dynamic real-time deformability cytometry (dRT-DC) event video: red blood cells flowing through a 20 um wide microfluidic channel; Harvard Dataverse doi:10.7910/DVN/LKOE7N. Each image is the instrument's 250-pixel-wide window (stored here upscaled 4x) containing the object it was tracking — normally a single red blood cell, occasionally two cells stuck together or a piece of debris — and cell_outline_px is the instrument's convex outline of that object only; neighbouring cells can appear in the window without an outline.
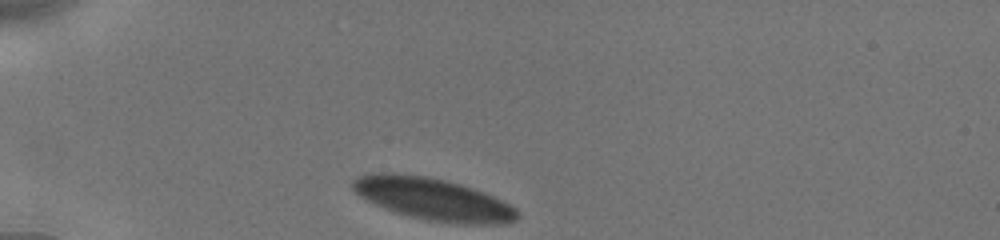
{"species": "human", "species_latin": "Homo sapiens", "temperature_condition": "cold", "stored_images_in_passage": 36, "camera_frame_rate_fps": 3000, "um_per_image_px": 0.085, "donor": {"sex": "male"}, "frame": {"image": 1, "passage_image": 1, "time_ms": 0.0, "image_size_px": [1000, 240], "cell_outline_px": [[520, 216], [516, 220], [508, 224], [460, 224], [428, 220], [408, 216], [384, 208], [360, 196], [352, 188], [352, 180], [360, 176], [372, 172], [392, 172], [428, 176], [460, 184], [484, 192], [516, 208], [520, 212]], "centroid_in_image_um": [36.83, 16.92], "position_along_channel_um": 48.2, "area_um2": 40.52}}
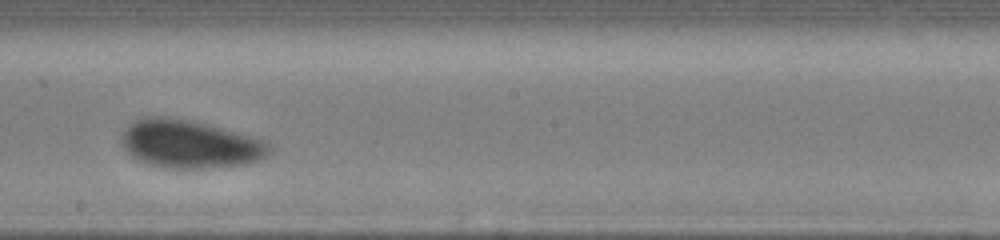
{"frame": {"image": 2, "passage_image": 22, "time_ms": 5.667, "image_size_px": [1000, 240], "cell_outline_px": [[272, 152], [260, 160], [244, 164], [208, 168], [168, 168], [148, 164], [132, 156], [124, 148], [120, 140], [120, 136], [136, 120], [144, 116], [168, 116], [188, 120], [268, 140], [272, 144]], "centroid_in_image_um": [16.18, 12.25], "position_along_channel_um": 232.0, "area_um2": 41.38}}
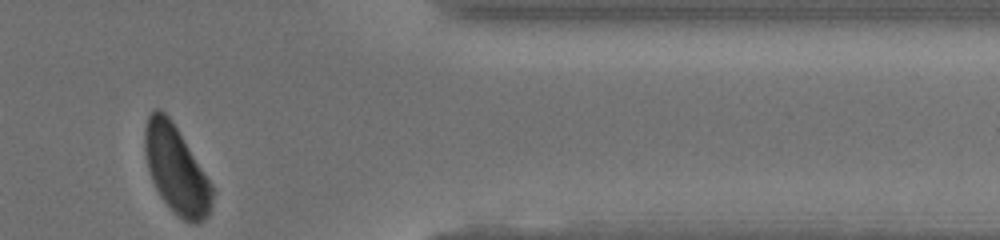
{"frame": {"image": 3, "passage_image": 36, "time_ms": 10.333, "image_size_px": [1000, 240], "cell_outline_px": [[216, 192], [212, 208], [208, 216], [204, 220], [196, 224], [192, 224], [176, 216], [160, 196], [152, 180], [148, 168], [144, 152], [144, 128], [148, 116], [152, 108], [160, 108], [172, 120], [212, 184]], "centroid_in_image_um": [14.99, 14.44], "position_along_channel_um": 396.4, "area_um2": 35.03}, "authors_computed_cell_mechanics": {"area_um2": 41.2692, "velocity_mm_per_s": 3.8526, "shape_relaxation_time_tau1_ms": 4.2548, "shape_relaxation_time_tau2_ms": null, "deformation_change_tau1": 0.1027, "deformation_change_tau2": null}}